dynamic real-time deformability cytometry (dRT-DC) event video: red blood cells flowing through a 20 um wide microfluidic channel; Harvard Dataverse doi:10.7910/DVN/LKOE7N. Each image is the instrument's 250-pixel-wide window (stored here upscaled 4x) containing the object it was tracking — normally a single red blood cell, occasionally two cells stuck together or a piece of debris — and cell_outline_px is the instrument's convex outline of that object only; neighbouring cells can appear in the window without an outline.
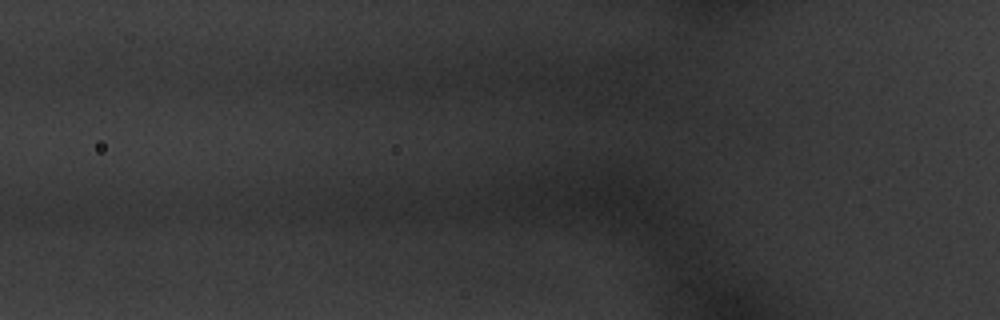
{"species": "common noctule bat (a hibernating species)", "species_latin": "Nyctalus noctula", "temperature_condition": "warm", "stored_images_in_passage": 43, "camera_frame_rate_fps": 3000, "um_per_image_px": 0.085, "animal": {"sex": "male", "body_mass_g": 20.1, "forearm_length_mm": 53.5}, "frame": {"image": 1, "passage_image": 19, "time_ms": 6.0, "image_size_px": [1000, 320], "cell_outline_px": [[676, 176], [672, 188], [656, 196], [604, 200], [596, 196], [580, 176], [600, 156], [668, 140]], "centroid_in_image_um": [53.75, 14.69], "position_along_channel_um": 72.1, "area_um2": 28.96}}
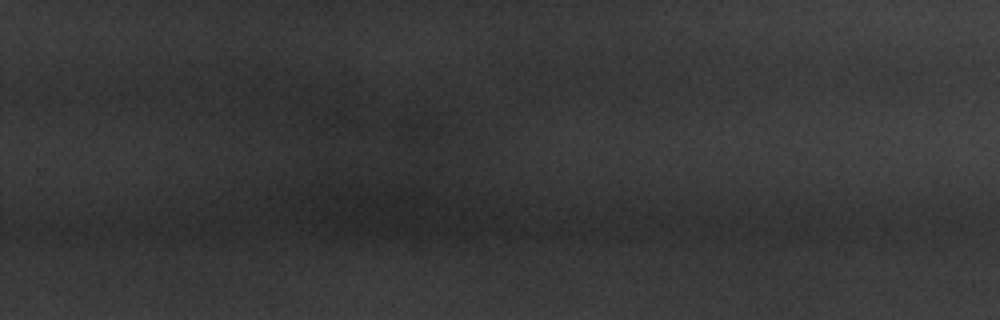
{"frame": {"image": 2, "passage_image": 37, "time_ms": 12.0, "image_size_px": [1000, 320], "cell_outline_px": [[428, 196], [424, 200], [412, 204], [384, 212], [332, 212], [324, 196], [324, 160], [396, 160], [424, 180]], "centroid_in_image_um": [31.52, 15.8], "position_along_channel_um": 298.3, "area_um2": 33.7}}